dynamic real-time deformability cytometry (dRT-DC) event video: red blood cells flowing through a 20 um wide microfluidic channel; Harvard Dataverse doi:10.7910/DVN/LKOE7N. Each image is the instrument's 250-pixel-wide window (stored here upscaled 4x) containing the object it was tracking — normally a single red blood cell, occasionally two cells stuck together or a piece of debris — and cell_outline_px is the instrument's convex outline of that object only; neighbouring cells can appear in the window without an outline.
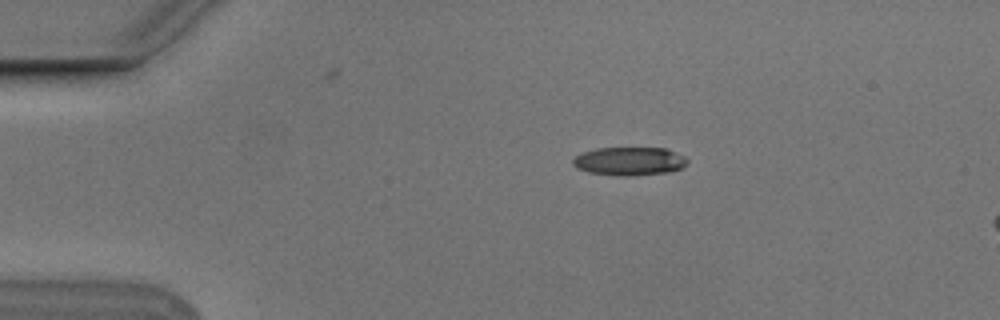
{"species": "Egyptian fruit bat (a non-hibernating species)", "species_latin": "Rousettus aegyptiacus", "temperature_condition": "cold", "stored_images_in_passage": 4, "camera_frame_rate_fps": 3000, "um_per_image_px": 0.085, "animal": {"sex": "male"}, "frame": {"image": 1, "passage_image": 2, "time_ms": 0.333, "image_size_px": [1000, 320], "cell_outline_px": [[688, 160], [680, 168], [668, 172], [632, 176], [616, 176], [588, 172], [576, 168], [572, 164], [572, 160], [576, 156], [584, 152], [596, 148], [664, 148], [684, 156]], "centroid_in_image_um": [53.45, 13.71], "position_along_channel_um": 31.6, "area_um2": 18.84}}